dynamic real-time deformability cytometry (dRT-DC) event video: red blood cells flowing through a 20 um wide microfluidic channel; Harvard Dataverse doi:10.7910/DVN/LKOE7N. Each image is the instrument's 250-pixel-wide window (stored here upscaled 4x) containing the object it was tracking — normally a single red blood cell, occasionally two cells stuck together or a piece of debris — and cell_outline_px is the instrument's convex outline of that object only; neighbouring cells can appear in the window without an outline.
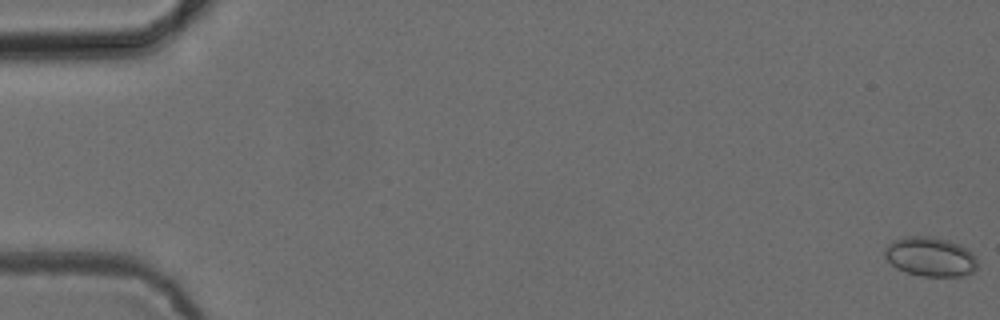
{"species": "common noctule bat (a hibernating species)", "species_latin": "Nyctalus noctula", "temperature_condition": "cold", "stored_images_in_passage": 18, "camera_frame_rate_fps": 3000, "um_per_image_px": 0.085, "animal": {"sex": "female", "body_mass_g": 24.6, "forearm_length_mm": 56.2}, "frame": {"image": 1, "passage_image": 1, "time_ms": 0.0, "image_size_px": [1000, 320], "cell_outline_px": [[976, 268], [972, 272], [960, 276], [920, 276], [896, 268], [884, 256], [884, 248], [888, 244], [904, 236], [932, 236], [948, 240], [960, 244], [972, 252], [976, 260]], "centroid_in_image_um": [79.06, 21.81], "position_along_channel_um": 5.9, "area_um2": 21.21}}
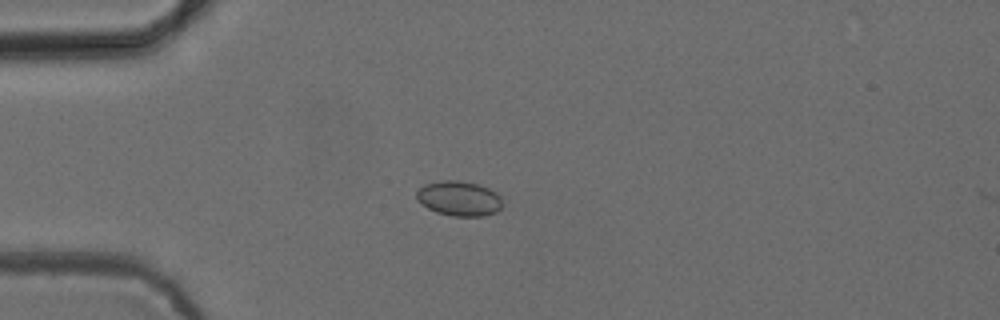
{"frame": {"image": 2, "passage_image": 15, "time_ms": 4.667, "image_size_px": [1000, 320], "cell_outline_px": [[500, 208], [496, 212], [484, 216], [452, 216], [436, 212], [420, 204], [416, 200], [416, 192], [424, 184], [444, 180], [460, 180], [480, 184], [496, 192], [500, 196]], "centroid_in_image_um": [38.99, 16.86], "position_along_channel_um": 46.0, "area_um2": 17.57}}